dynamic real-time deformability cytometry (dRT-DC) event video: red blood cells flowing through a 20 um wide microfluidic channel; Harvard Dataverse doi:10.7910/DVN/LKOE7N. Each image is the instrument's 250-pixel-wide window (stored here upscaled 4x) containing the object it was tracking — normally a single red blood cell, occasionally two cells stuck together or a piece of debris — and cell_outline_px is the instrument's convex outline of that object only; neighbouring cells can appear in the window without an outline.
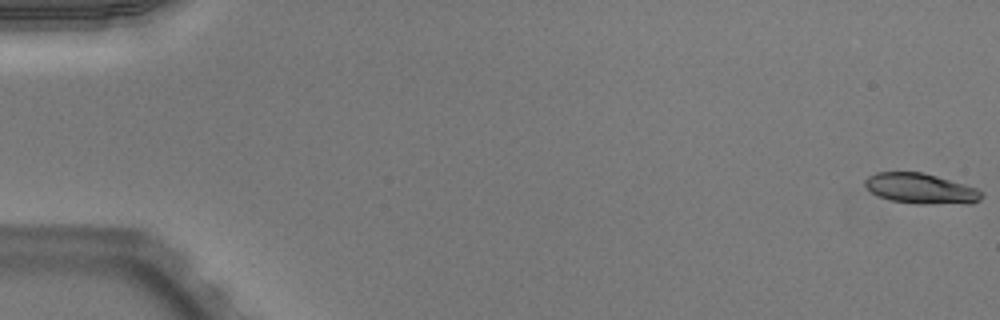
{"species": "Egyptian fruit bat (a non-hibernating species)", "species_latin": "Rousettus aegyptiacus", "temperature_condition": "warm", "stored_images_in_passage": 52, "camera_frame_rate_fps": 3000, "um_per_image_px": 0.085, "animal": {"sex": "male"}, "frame": {"image": 1, "passage_image": 1, "time_ms": 0.0, "image_size_px": [1000, 320], "cell_outline_px": [[984, 196], [980, 200], [972, 204], [920, 204], [892, 200], [880, 196], [872, 192], [864, 184], [864, 180], [868, 176], [876, 172], [924, 172], [976, 188], [984, 192]], "centroid_in_image_um": [78.32, 16.03], "position_along_channel_um": 6.7, "area_um2": 20.69}}
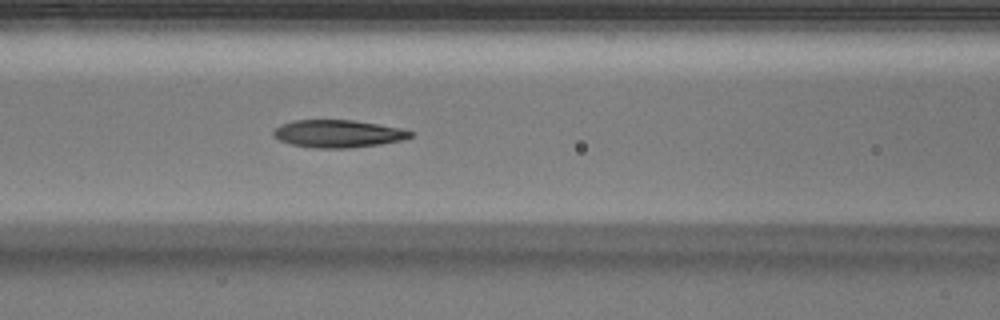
{"frame": {"image": 2, "passage_image": 23, "time_ms": 7.333, "image_size_px": [1000, 320], "cell_outline_px": [[412, 136], [404, 140], [380, 144], [348, 148], [312, 148], [292, 144], [280, 140], [272, 132], [280, 124], [296, 120], [352, 120], [400, 128], [412, 132]], "centroid_in_image_um": [28.73, 11.37], "position_along_channel_um": 137.9, "area_um2": 21.79}}
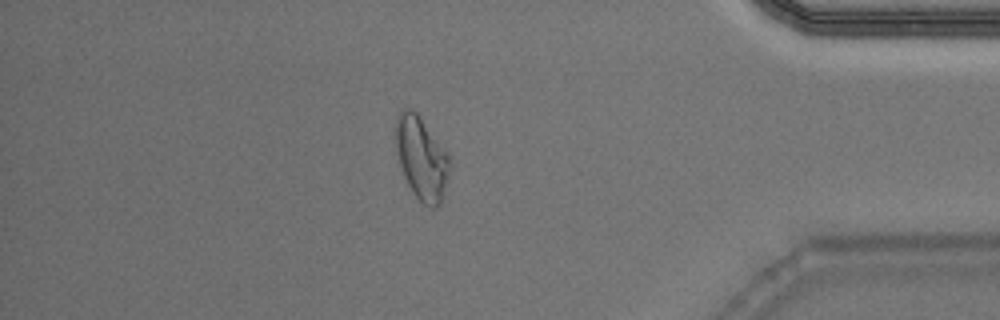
{"frame": {"image": 3, "passage_image": 45, "time_ms": 14.667, "image_size_px": [1000, 320], "cell_outline_px": [[448, 176], [444, 196], [440, 208], [428, 208], [412, 192], [404, 176], [400, 164], [396, 148], [396, 116], [404, 108], [412, 108], [420, 116], [448, 156]], "centroid_in_image_um": [35.81, 13.49], "position_along_channel_um": 399.4, "area_um2": 25.72}, "authors_computed_cell_mechanics": {"area_um2": 21.9062, "velocity_mm_per_s": 3.9967, "shape_relaxation_time_tau1_ms": null, "shape_relaxation_time_tau2_ms": 3.0867, "deformation_change_tau1": null, "deformation_change_tau2": 0.0986}}